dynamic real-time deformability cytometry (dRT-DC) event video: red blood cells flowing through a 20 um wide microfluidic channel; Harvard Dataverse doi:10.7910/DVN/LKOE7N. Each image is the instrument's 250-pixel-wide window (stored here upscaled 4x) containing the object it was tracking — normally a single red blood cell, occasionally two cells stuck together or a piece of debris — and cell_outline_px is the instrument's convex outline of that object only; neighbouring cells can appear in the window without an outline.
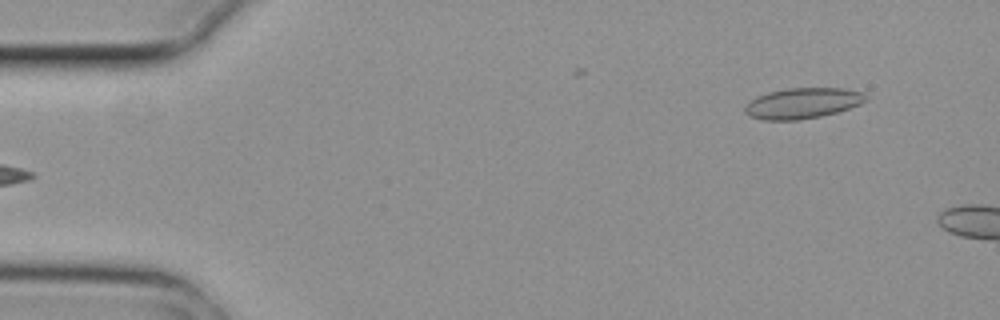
{"species": "common noctule bat (a hibernating species)", "species_latin": "Nyctalus noctula", "temperature_condition": "cold", "stored_images_in_passage": 5, "segment_of_instrument_passage": [2, 2], "camera_frame_rate_fps": 3000, "um_per_image_px": 0.085, "animal": {"sex": "female", "body_mass_g": 29.2, "forearm_length_mm": 56.3}, "frame": {"image": 1, "passage_image": 5, "time_ms": 1.333, "image_size_px": [1000, 320], "cell_outline_px": [[868, 100], [860, 104], [836, 112], [820, 116], [796, 120], [764, 120], [752, 116], [744, 112], [744, 108], [756, 96], [768, 92], [788, 88], [844, 88], [864, 92]], "centroid_in_image_um": [68.24, 8.76], "position_along_channel_um": 16.8, "area_um2": 21.44}}